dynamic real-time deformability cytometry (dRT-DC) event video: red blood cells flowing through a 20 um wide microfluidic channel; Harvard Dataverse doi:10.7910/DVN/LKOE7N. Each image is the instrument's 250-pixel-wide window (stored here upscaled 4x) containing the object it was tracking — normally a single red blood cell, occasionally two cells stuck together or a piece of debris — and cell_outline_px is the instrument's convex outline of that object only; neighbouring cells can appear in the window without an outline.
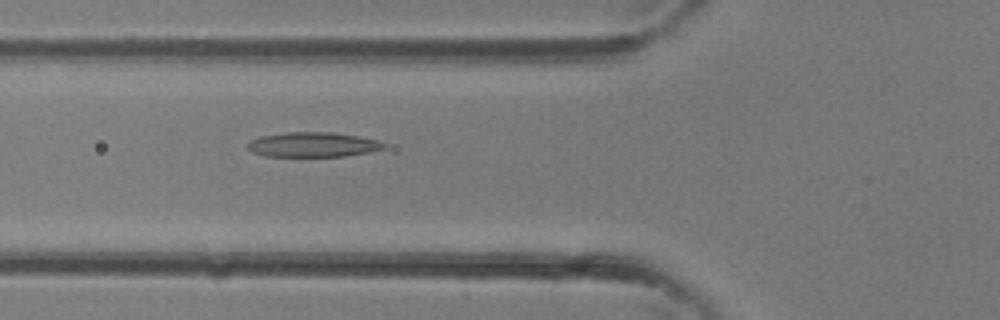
{"species": "common noctule bat (a hibernating species)", "species_latin": "Nyctalus noctula", "temperature_condition": "room temperature", "stored_images_in_passage": 32, "camera_frame_rate_fps": 3000, "um_per_image_px": 0.085, "animal": {"sex": "female"}, "frame": {"image": 1, "passage_image": 12, "time_ms": 3.667, "image_size_px": [1000, 320], "cell_outline_px": [[388, 148], [368, 152], [344, 156], [264, 156], [252, 152], [248, 148], [248, 140], [260, 136], [288, 132], [332, 132], [356, 136], [376, 140], [388, 144]], "centroid_in_image_um": [26.6, 12.29], "position_along_channel_um": 99.2, "area_um2": 19.71}}
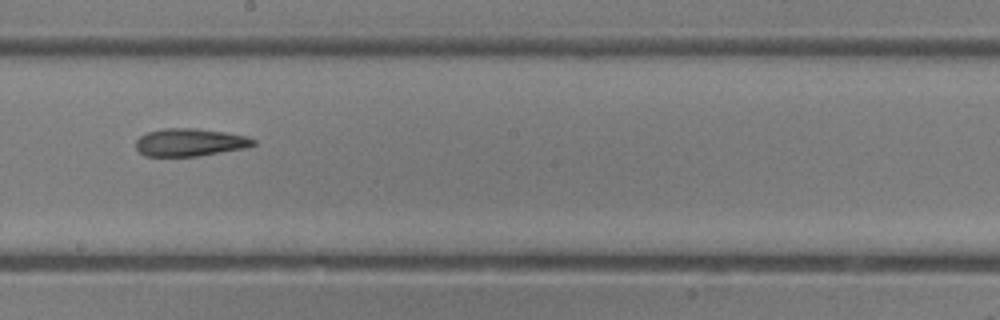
{"frame": {"image": 2, "passage_image": 19, "time_ms": 6.0, "image_size_px": [1000, 320], "cell_outline_px": [[256, 144], [244, 148], [200, 156], [144, 156], [136, 148], [136, 140], [140, 136], [148, 132], [164, 128], [192, 128], [224, 132], [248, 136], [256, 140]], "centroid_in_image_um": [16.14, 12.1], "position_along_channel_um": 232.1, "area_um2": 18.96}}
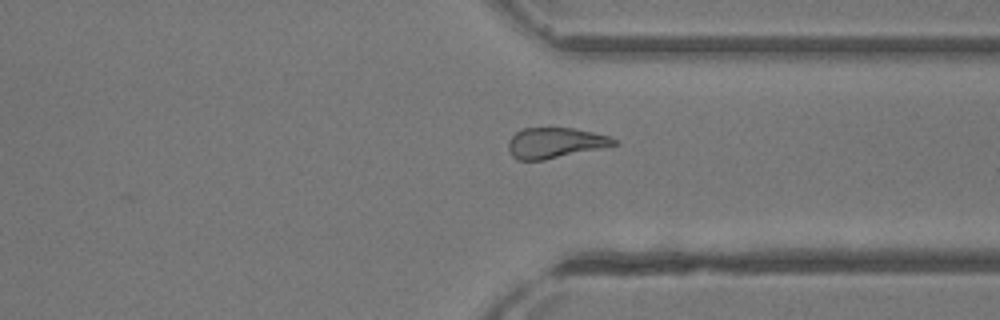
{"frame": {"image": 3, "passage_image": 26, "time_ms": 8.333, "image_size_px": [1000, 320], "cell_outline_px": [[620, 144], [544, 160], [516, 160], [512, 156], [508, 148], [508, 140], [516, 132], [524, 128], [572, 128], [592, 132], [608, 136], [616, 140]], "centroid_in_image_um": [47.16, 12.15], "position_along_channel_um": 364.2, "area_um2": 18.67}}